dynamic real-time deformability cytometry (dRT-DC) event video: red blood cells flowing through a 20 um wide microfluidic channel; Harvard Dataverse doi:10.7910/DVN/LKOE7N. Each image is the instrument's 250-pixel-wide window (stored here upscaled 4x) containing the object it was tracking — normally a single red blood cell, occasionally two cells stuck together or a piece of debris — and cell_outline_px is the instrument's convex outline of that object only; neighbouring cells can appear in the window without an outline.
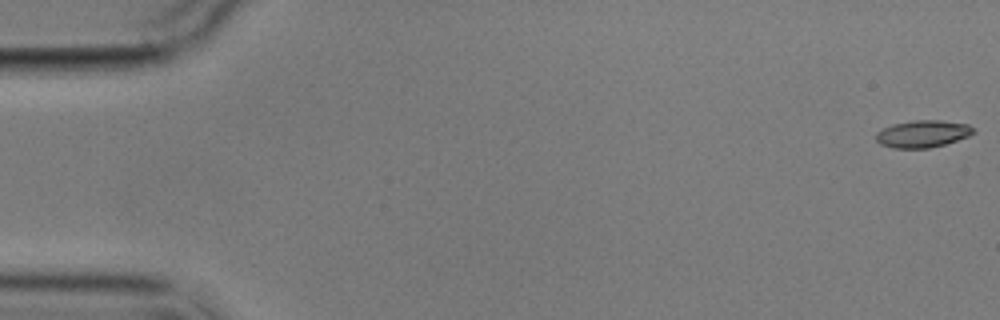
{"species": "common noctule bat (a hibernating species)", "species_latin": "Nyctalus noctula", "temperature_condition": "cold", "stored_images_in_passage": 5, "camera_frame_rate_fps": 3000, "um_per_image_px": 0.085, "animal": {"sex": "male", "body_mass_g": 17.9}, "frame": {"image": 1, "passage_image": 1, "time_ms": 0.0, "image_size_px": [1000, 320], "cell_outline_px": [[976, 132], [968, 136], [944, 144], [928, 148], [892, 148], [880, 144], [876, 140], [876, 132], [892, 124], [912, 120], [940, 120], [968, 124]], "centroid_in_image_um": [78.4, 11.37], "position_along_channel_um": 6.6, "area_um2": 15.37}}
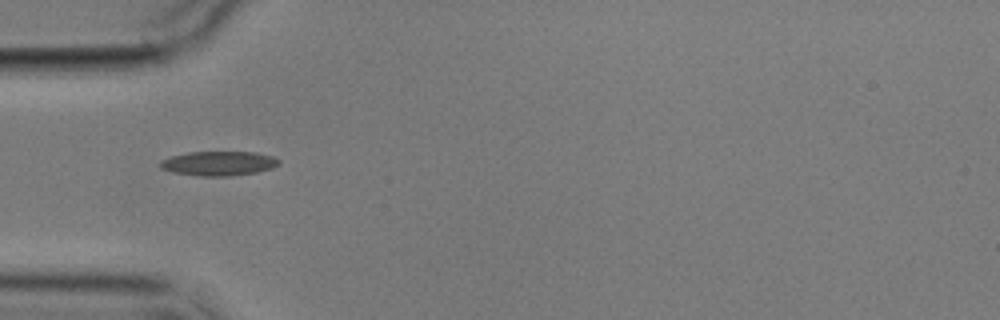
{"frame": {"image": 2, "passage_image": 5, "time_ms": 5.667, "image_size_px": [1000, 320], "cell_outline_px": [[280, 164], [272, 168], [256, 172], [228, 176], [204, 176], [176, 172], [160, 168], [160, 160], [172, 156], [188, 152], [256, 152], [272, 156], [280, 160]], "centroid_in_image_um": [18.62, 13.88], "position_along_channel_um": 66.4, "area_um2": 16.7}}